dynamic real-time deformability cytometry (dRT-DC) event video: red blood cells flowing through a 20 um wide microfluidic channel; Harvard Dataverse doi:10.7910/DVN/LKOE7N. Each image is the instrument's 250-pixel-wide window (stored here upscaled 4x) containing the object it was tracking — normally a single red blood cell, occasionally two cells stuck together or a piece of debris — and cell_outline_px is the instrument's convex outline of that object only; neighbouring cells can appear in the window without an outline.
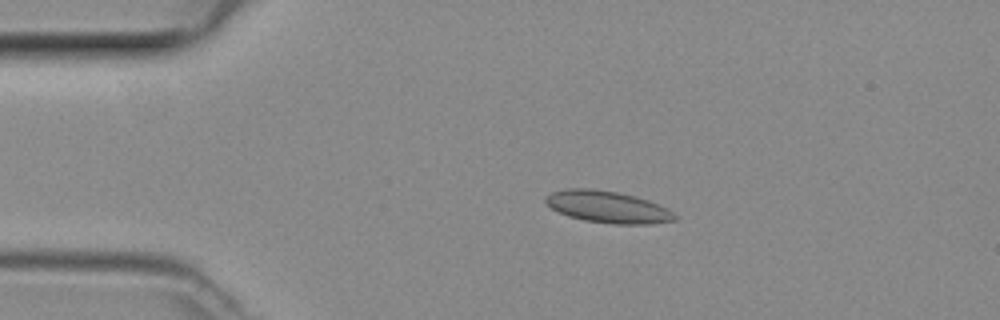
{"species": "common noctule bat (a hibernating species)", "species_latin": "Nyctalus noctula", "temperature_condition": "room temperature", "stored_images_in_passage": 47, "camera_frame_rate_fps": 3000, "um_per_image_px": 0.085, "animal": {"sex": "female", "body_mass_g": 29.2, "forearm_length_mm": 56.3}, "frame": {"image": 1, "passage_image": 9, "time_ms": 2.667, "image_size_px": [1000, 320], "cell_outline_px": [[676, 220], [652, 224], [612, 224], [584, 220], [568, 216], [552, 208], [544, 200], [544, 196], [552, 192], [568, 188], [592, 188], [616, 192], [636, 196], [648, 200], [668, 208], [676, 216]], "centroid_in_image_um": [51.66, 17.59], "position_along_channel_um": 33.3, "area_um2": 23.99}}
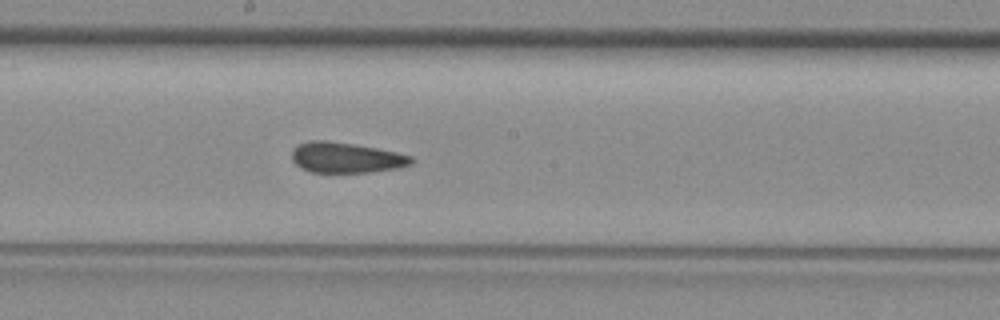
{"frame": {"image": 2, "passage_image": 25, "time_ms": 8.0, "image_size_px": [1000, 320], "cell_outline_px": [[412, 164], [400, 168], [368, 172], [312, 172], [300, 168], [292, 160], [292, 152], [296, 144], [312, 140], [324, 140], [352, 144], [376, 148], [396, 152], [412, 156]], "centroid_in_image_um": [29.39, 13.4], "position_along_channel_um": 218.8, "area_um2": 21.15}}
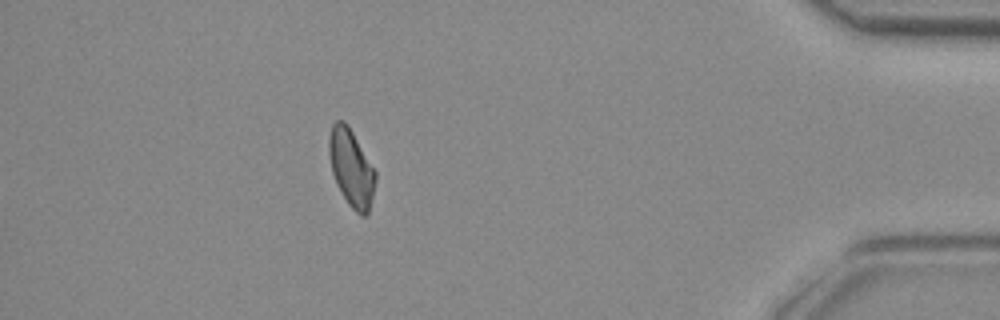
{"frame": {"image": 3, "passage_image": 42, "time_ms": 13.667, "image_size_px": [1000, 320], "cell_outline_px": [[376, 180], [368, 216], [360, 216], [348, 204], [336, 184], [332, 172], [328, 152], [328, 136], [332, 124], [336, 120], [344, 120], [348, 124], [376, 172]], "centroid_in_image_um": [29.85, 14.27], "position_along_channel_um": 405.4, "area_um2": 21.1}}